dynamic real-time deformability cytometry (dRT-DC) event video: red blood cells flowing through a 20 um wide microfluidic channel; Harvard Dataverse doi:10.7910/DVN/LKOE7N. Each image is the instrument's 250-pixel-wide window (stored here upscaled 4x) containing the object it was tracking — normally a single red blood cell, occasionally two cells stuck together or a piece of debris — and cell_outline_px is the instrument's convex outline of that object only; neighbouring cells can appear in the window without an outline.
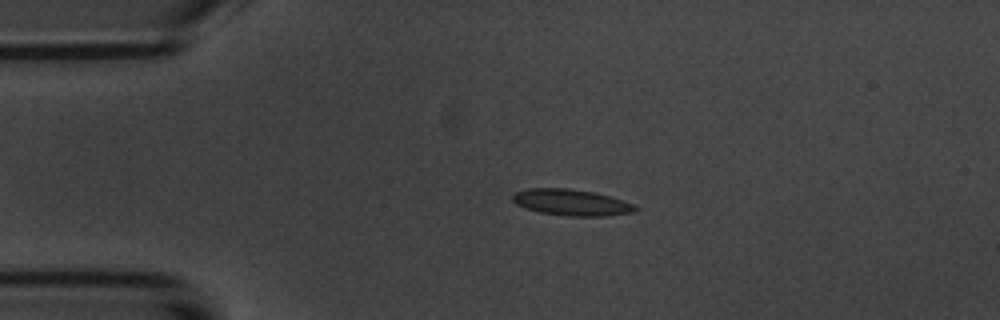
{"species": "common noctule bat (a hibernating species)", "species_latin": "Nyctalus noctula", "temperature_condition": "room temperature", "stored_images_in_passage": 3, "camera_frame_rate_fps": 3000, "um_per_image_px": 0.085, "animal": {"sex": "male", "body_mass_g": 20.1, "forearm_length_mm": 53.5}, "frame": {"image": 1, "passage_image": 2, "time_ms": 2.0, "image_size_px": [1000, 320], "cell_outline_px": [[640, 208], [636, 212], [608, 216], [568, 216], [540, 212], [516, 204], [512, 200], [512, 192], [528, 188], [568, 188], [592, 192], [608, 196], [636, 204]], "centroid_in_image_um": [48.6, 17.21], "position_along_channel_um": 36.4, "area_um2": 18.9}}